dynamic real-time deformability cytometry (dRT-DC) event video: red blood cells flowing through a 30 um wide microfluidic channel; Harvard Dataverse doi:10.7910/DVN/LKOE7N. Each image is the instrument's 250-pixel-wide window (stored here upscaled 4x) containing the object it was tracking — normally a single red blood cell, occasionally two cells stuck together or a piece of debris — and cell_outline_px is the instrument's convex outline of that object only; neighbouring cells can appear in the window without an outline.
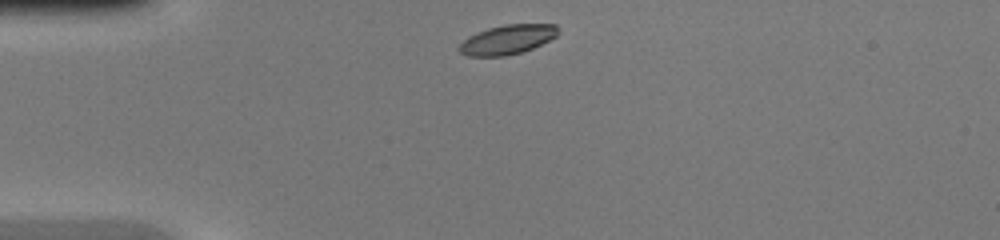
{"species": "common noctule bat (a hibernating species)", "species_latin": "Nyctalus noctula", "temperature_condition": "warm", "stored_images_in_passage": 36, "camera_frame_rate_fps": 3000, "um_per_image_px": 0.085, "animal": {"sex": "female", "body_mass_g": 20.0, "forearm_length_mm": 54.0}, "frame": {"image": 1, "passage_image": 1, "time_ms": 0.0, "image_size_px": [1000, 240], "cell_outline_px": [[560, 32], [556, 36], [532, 48], [508, 56], [468, 56], [460, 52], [456, 48], [468, 36], [476, 32], [488, 28], [504, 24], [556, 24]], "centroid_in_image_um": [43.1, 3.36], "position_along_channel_um": 41.9, "area_um2": 16.99}}
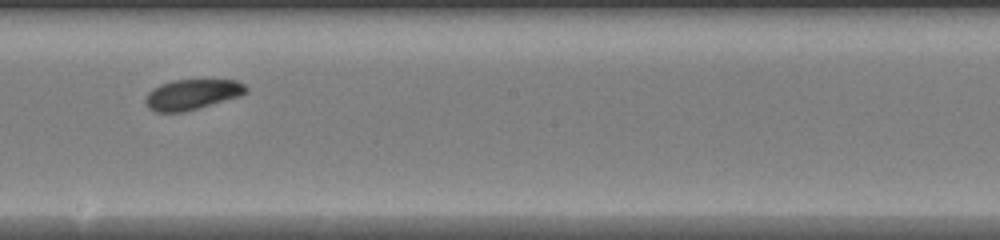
{"frame": {"image": 2, "passage_image": 16, "time_ms": 5.0, "image_size_px": [1000, 240], "cell_outline_px": [[248, 92], [240, 96], [184, 112], [156, 112], [148, 108], [144, 100], [148, 92], [152, 88], [160, 84], [172, 80], [236, 80], [244, 84], [248, 88]], "centroid_in_image_um": [16.31, 8.02], "position_along_channel_um": 231.9, "area_um2": 17.86}}
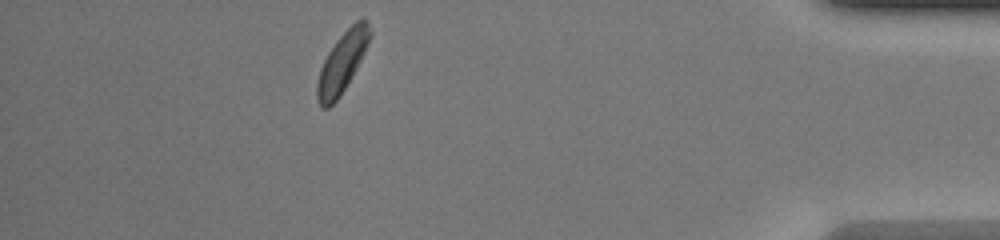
{"frame": {"image": 3, "passage_image": 31, "time_ms": 10.0, "image_size_px": [1000, 240], "cell_outline_px": [[372, 36], [356, 68], [344, 88], [336, 100], [328, 108], [320, 108], [316, 100], [316, 84], [320, 68], [328, 52], [336, 40], [356, 20], [364, 16], [372, 32]], "centroid_in_image_um": [29.06, 5.29], "position_along_channel_um": 406.1, "area_um2": 18.38}}